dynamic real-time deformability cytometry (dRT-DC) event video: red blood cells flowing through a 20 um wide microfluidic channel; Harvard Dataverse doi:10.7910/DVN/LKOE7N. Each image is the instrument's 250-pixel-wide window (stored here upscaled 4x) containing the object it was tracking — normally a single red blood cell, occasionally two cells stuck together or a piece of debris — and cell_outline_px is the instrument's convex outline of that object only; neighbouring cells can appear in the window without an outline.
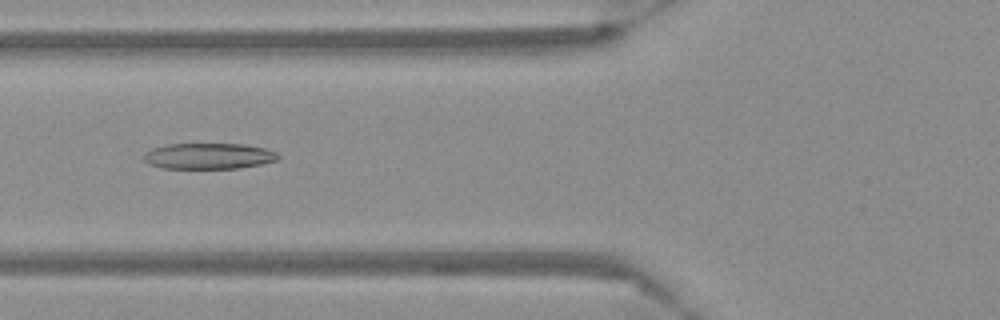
{"species": "Egyptian fruit bat (a non-hibernating species)", "species_latin": "Rousettus aegyptiacus", "temperature_condition": "warm", "stored_images_in_passage": 42, "camera_frame_rate_fps": 3000, "um_per_image_px": 0.085, "frame": {"image": 1, "passage_image": 8, "time_ms": 2.333, "image_size_px": [1000, 320], "cell_outline_px": [[280, 160], [240, 168], [164, 168], [148, 164], [144, 160], [144, 152], [152, 148], [164, 144], [244, 144], [264, 148], [276, 152], [280, 156]], "centroid_in_image_um": [17.73, 13.26], "position_along_channel_um": 108.1, "area_um2": 20.4}}
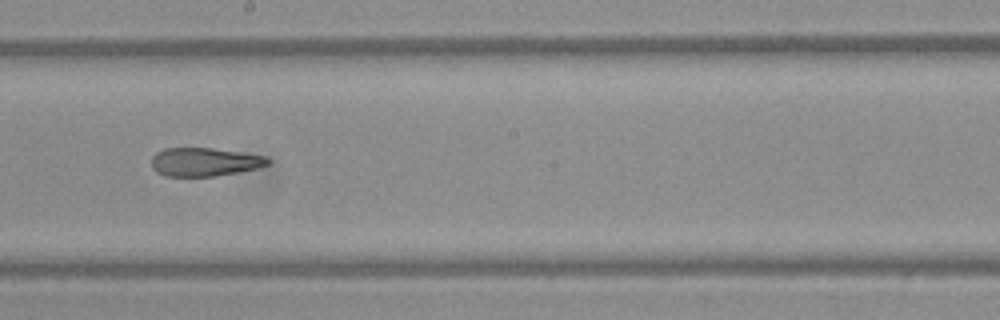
{"frame": {"image": 2, "passage_image": 18, "time_ms": 5.667, "image_size_px": [1000, 320], "cell_outline_px": [[272, 160], [268, 164], [256, 168], [216, 176], [164, 176], [156, 172], [152, 168], [152, 156], [156, 152], [164, 148], [212, 148], [268, 156]], "centroid_in_image_um": [17.37, 13.76], "position_along_channel_um": 230.8, "area_um2": 19.36}}
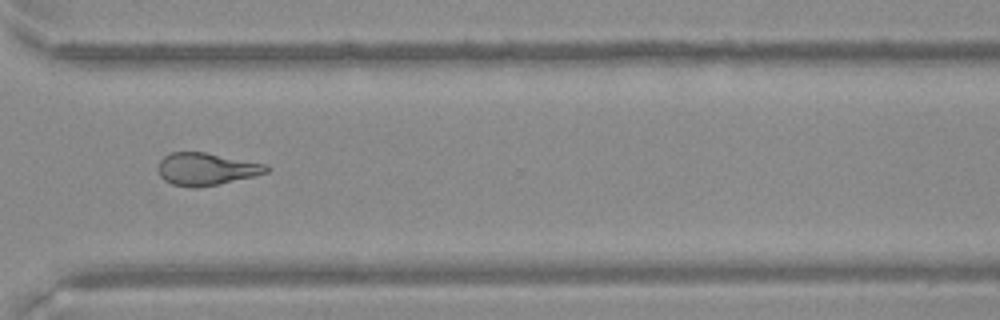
{"frame": {"image": 3, "passage_image": 28, "time_ms": 9.0, "image_size_px": [1000, 320], "cell_outline_px": [[272, 168], [268, 172], [252, 176], [216, 184], [196, 188], [192, 188], [172, 184], [164, 180], [160, 176], [156, 168], [160, 160], [164, 156], [172, 152], [204, 152], [268, 164]], "centroid_in_image_um": [17.51, 14.36], "position_along_channel_um": 353.1, "area_um2": 20.46}}